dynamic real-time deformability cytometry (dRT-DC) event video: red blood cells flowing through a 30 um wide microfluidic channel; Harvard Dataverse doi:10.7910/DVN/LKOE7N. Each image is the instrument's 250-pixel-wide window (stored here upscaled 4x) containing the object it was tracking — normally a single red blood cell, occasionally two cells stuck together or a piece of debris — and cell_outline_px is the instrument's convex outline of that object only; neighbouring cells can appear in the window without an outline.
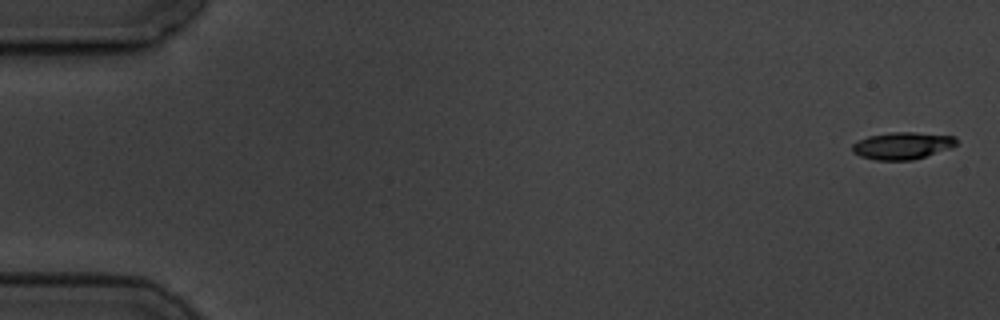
{"species": "common noctule bat (a hibernating species)", "species_latin": "Nyctalus noctula", "temperature_condition": "cold", "stored_images_in_passage": 6, "segment_of_instrument_passage": [2, 2], "camera_frame_rate_fps": 3000, "um_per_image_px": 0.085, "animal": {"sex": "male", "body_mass_g": 19.5, "forearm_length_mm": 54.6}, "frame": {"image": 1, "passage_image": 6, "time_ms": 6.667, "image_size_px": [1000, 320], "cell_outline_px": [[956, 144], [952, 148], [912, 160], [876, 160], [860, 156], [852, 152], [852, 144], [868, 136], [892, 132], [916, 132], [956, 136]], "centroid_in_image_um": [76.71, 12.38], "position_along_channel_um": 8.3, "area_um2": 16.47}}